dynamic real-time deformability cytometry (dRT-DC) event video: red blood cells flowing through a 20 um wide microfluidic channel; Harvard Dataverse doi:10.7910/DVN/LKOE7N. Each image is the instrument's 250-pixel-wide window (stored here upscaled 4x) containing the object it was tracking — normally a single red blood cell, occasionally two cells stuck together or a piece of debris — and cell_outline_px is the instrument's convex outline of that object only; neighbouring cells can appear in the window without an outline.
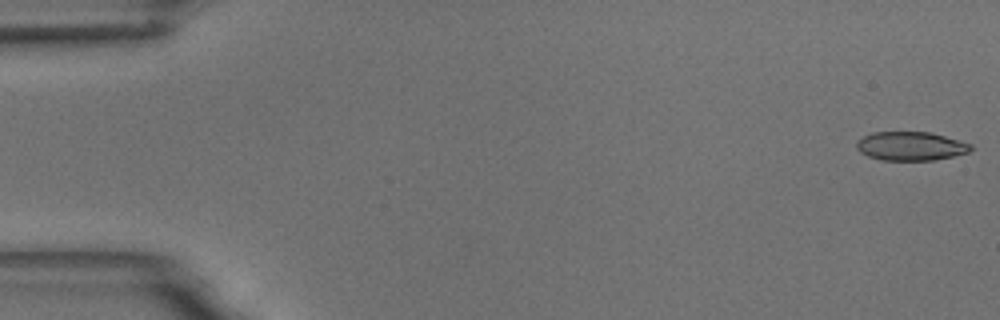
{"species": "common noctule bat (a hibernating species)", "species_latin": "Nyctalus noctula", "temperature_condition": "room temperature", "stored_images_in_passage": 53, "camera_frame_rate_fps": 3000, "um_per_image_px": 0.085, "animal": {"sex": "male", "body_mass_g": 18.8}, "frame": {"image": 1, "passage_image": 1, "time_ms": 0.0, "image_size_px": [1000, 320], "cell_outline_px": [[972, 148], [968, 152], [936, 160], [884, 160], [868, 156], [860, 152], [856, 148], [856, 140], [872, 132], [932, 132], [972, 144]], "centroid_in_image_um": [77.4, 12.41], "position_along_channel_um": 7.6, "area_um2": 19.19}}
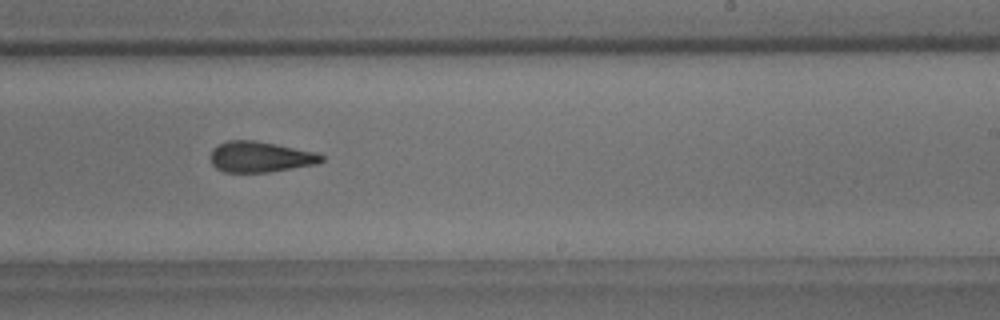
{"frame": {"image": 2, "passage_image": 34, "time_ms": 11.0, "image_size_px": [1000, 320], "cell_outline_px": [[324, 160], [320, 164], [268, 172], [224, 172], [216, 168], [212, 164], [212, 148], [216, 144], [228, 140], [256, 140], [316, 152], [324, 156]], "centroid_in_image_um": [22.14, 13.33], "position_along_channel_um": 266.9, "area_um2": 20.06}}
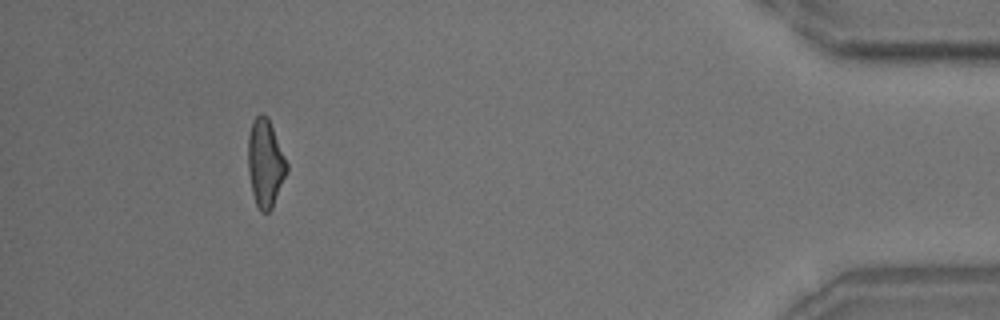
{"frame": {"image": 3, "passage_image": 51, "time_ms": 16.667, "image_size_px": [1000, 320], "cell_outline_px": [[288, 172], [272, 208], [268, 212], [260, 212], [256, 204], [252, 192], [248, 172], [248, 136], [252, 120], [260, 112], [264, 112], [268, 116], [288, 164]], "centroid_in_image_um": [22.55, 13.84], "position_along_channel_um": 412.6, "area_um2": 20.11}}